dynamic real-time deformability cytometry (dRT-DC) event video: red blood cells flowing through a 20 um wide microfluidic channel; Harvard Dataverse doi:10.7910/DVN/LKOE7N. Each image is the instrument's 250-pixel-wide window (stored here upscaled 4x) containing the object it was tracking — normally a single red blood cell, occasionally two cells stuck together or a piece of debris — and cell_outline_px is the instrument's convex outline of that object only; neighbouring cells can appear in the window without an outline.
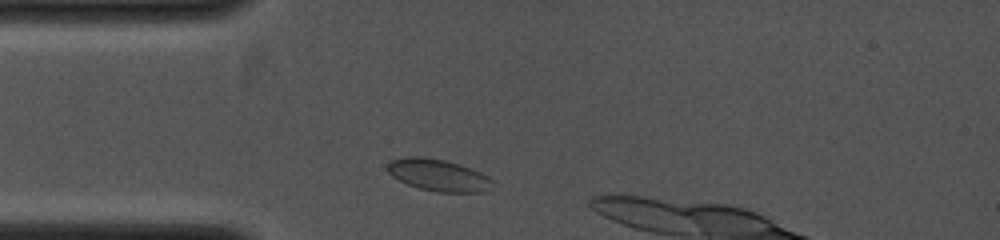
{"species": "common noctule bat (a hibernating species)", "species_latin": "Nyctalus noctula", "temperature_condition": "cold", "stored_images_in_passage": 12, "camera_frame_rate_fps": 4000, "um_per_image_px": 0.085, "animal": {"sex": "female", "body_mass_g": 19.0, "forearm_length_mm": 53.3}, "frame": {"image": 1, "passage_image": 4, "time_ms": 0.5, "image_size_px": [1000, 240], "cell_outline_px": [[492, 180], [488, 192], [436, 192], [420, 188], [408, 184], [392, 176], [384, 168], [388, 160], [404, 156], [424, 156], [444, 160], [480, 172], [488, 176]], "centroid_in_image_um": [37.18, 14.87], "position_along_channel_um": 47.8, "area_um2": 19.59}}